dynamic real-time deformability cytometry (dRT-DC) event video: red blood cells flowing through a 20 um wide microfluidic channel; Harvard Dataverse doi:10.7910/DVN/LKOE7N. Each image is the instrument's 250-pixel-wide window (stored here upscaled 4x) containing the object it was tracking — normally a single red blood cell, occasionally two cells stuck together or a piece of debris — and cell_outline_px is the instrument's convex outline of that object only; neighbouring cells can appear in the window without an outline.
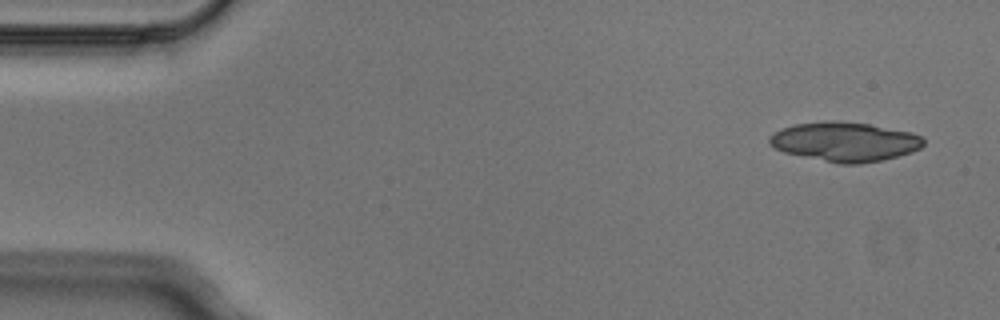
{"species": "Egyptian fruit bat (a non-hibernating species)", "species_latin": "Rousettus aegyptiacus", "temperature_condition": "cold", "stored_images_in_passage": 5, "segment_of_instrument_passage": [1, 2], "camera_frame_rate_fps": 3000, "um_per_image_px": 0.085, "animal": {"sex": "male"}, "frame": {"image": 1, "passage_image": 1, "time_ms": 0.0, "image_size_px": [1000, 320], "cell_outline_px": [[924, 144], [920, 148], [912, 152], [880, 160], [860, 164], [840, 164], [784, 152], [768, 144], [768, 136], [772, 132], [796, 124], [836, 120], [868, 124], [912, 132], [924, 136]], "centroid_in_image_um": [71.82, 12.04], "position_along_channel_um": 13.2, "area_um2": 35.26}}